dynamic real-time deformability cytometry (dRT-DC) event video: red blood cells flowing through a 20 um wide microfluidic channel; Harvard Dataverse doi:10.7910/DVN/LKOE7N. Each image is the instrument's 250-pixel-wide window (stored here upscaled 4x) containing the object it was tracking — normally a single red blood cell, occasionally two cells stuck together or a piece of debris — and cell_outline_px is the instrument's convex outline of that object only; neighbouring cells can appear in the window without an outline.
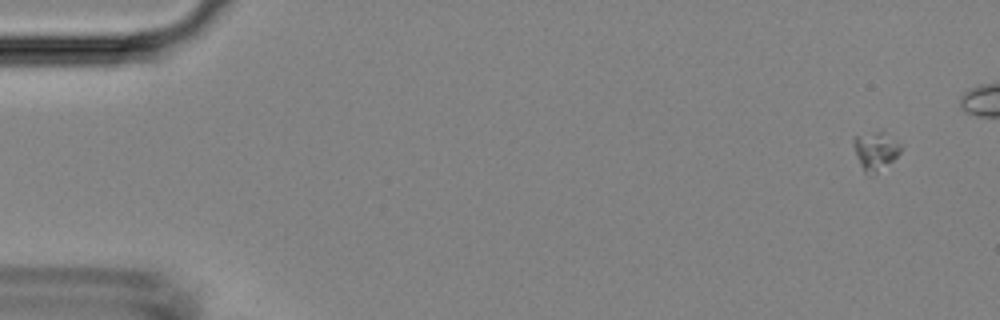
{"species": "Egyptian fruit bat (a non-hibernating species)", "species_latin": "Rousettus aegyptiacus", "temperature_condition": "room temperature", "stored_images_in_passage": 6, "camera_frame_rate_fps": 3000, "um_per_image_px": 0.085, "animal": {"sex": "female"}, "frame": {"image": 1, "passage_image": 1, "time_ms": 0.0, "image_size_px": [1000, 320], "cell_outline_px": [[900, 152], [892, 160], [872, 176], [868, 176], [864, 172], [856, 156], [852, 144], [852, 136], [876, 132], [884, 132], [900, 144]], "centroid_in_image_um": [74.36, 12.83], "position_along_channel_um": 10.6, "area_um2": 10.4}}